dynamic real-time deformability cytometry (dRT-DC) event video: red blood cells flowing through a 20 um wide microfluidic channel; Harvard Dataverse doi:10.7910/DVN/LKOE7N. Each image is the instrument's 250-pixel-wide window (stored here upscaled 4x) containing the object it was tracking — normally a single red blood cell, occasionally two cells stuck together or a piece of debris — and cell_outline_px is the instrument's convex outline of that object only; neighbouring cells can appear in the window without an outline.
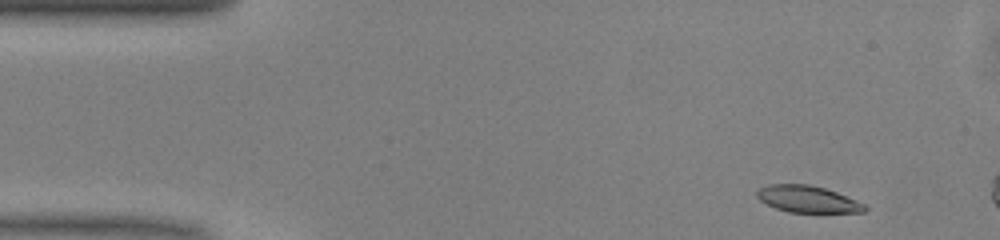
{"species": "common noctule bat (a hibernating species)", "species_latin": "Nyctalus noctula", "temperature_condition": "warm", "stored_images_in_passage": 8, "camera_frame_rate_fps": 3000, "um_per_image_px": 0.085, "animal": {"sex": "male", "body_mass_g": 13.0, "forearm_length_mm": 53.1}, "frame": {"image": 1, "passage_image": 1, "time_ms": 0.0, "image_size_px": [1000, 240], "cell_outline_px": [[868, 208], [864, 212], [788, 212], [776, 208], [760, 200], [756, 196], [756, 192], [760, 188], [768, 184], [808, 184], [824, 188], [836, 192], [856, 200], [864, 204]], "centroid_in_image_um": [68.64, 16.92], "position_along_channel_um": 16.4, "area_um2": 16.65}}